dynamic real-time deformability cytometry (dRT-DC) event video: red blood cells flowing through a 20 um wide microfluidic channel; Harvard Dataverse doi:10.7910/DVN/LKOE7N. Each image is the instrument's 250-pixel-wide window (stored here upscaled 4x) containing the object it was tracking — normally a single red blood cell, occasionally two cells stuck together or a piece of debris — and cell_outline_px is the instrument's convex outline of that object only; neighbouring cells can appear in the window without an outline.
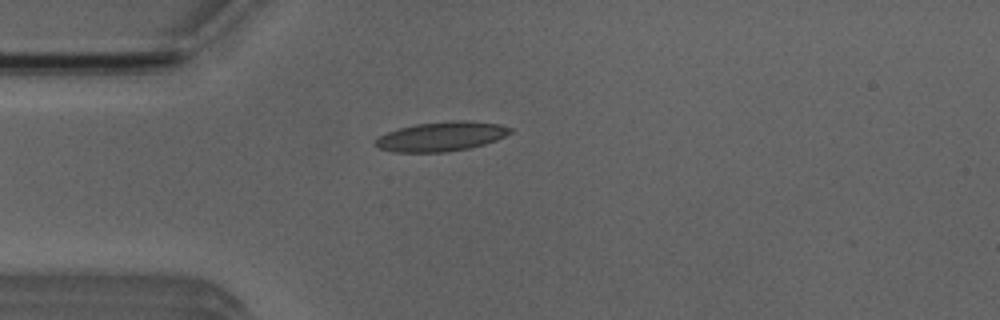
{"species": "Egyptian fruit bat (a non-hibernating species)", "species_latin": "Rousettus aegyptiacus", "temperature_condition": "room temperature", "stored_images_in_passage": 3, "camera_frame_rate_fps": 3000, "um_per_image_px": 0.085, "animal": {"sex": "male"}, "frame": {"image": 1, "passage_image": 3, "time_ms": 2.0, "image_size_px": [1000, 320], "cell_outline_px": [[512, 132], [496, 140], [484, 144], [468, 148], [444, 152], [392, 152], [380, 148], [372, 144], [380, 136], [388, 132], [400, 128], [416, 124], [452, 120], [468, 120], [500, 124], [512, 128]], "centroid_in_image_um": [37.52, 11.59], "position_along_channel_um": 47.5, "area_um2": 23.06}}